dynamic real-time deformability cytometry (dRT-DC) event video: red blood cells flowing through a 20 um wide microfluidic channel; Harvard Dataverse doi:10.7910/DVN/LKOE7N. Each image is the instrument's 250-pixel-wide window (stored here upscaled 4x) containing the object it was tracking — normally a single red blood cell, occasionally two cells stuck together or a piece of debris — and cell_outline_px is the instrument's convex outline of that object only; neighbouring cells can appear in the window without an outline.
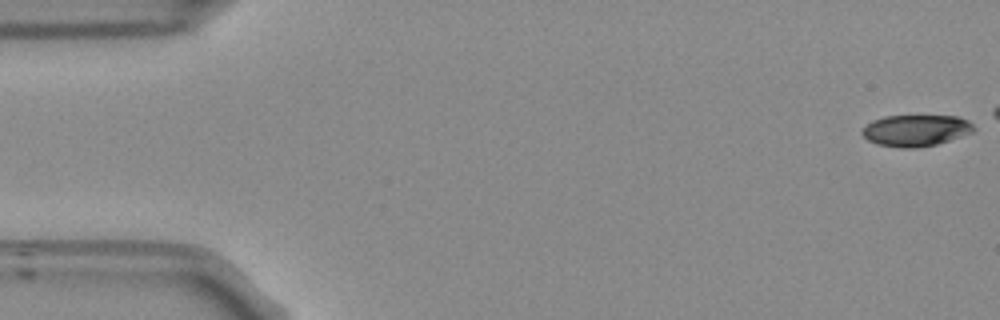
{"species": "Egyptian fruit bat (a non-hibernating species)", "species_latin": "Rousettus aegyptiacus", "temperature_condition": "room temperature", "stored_images_in_passage": 44, "camera_frame_rate_fps": 3000, "um_per_image_px": 0.085, "frame": {"image": 1, "passage_image": 1, "time_ms": 0.0, "image_size_px": [1000, 320], "cell_outline_px": [[976, 128], [972, 132], [936, 144], [916, 148], [900, 148], [876, 144], [868, 140], [860, 132], [872, 120], [884, 116], [960, 116], [968, 120]], "centroid_in_image_um": [77.83, 11.08], "position_along_channel_um": 7.2, "area_um2": 20.4}}
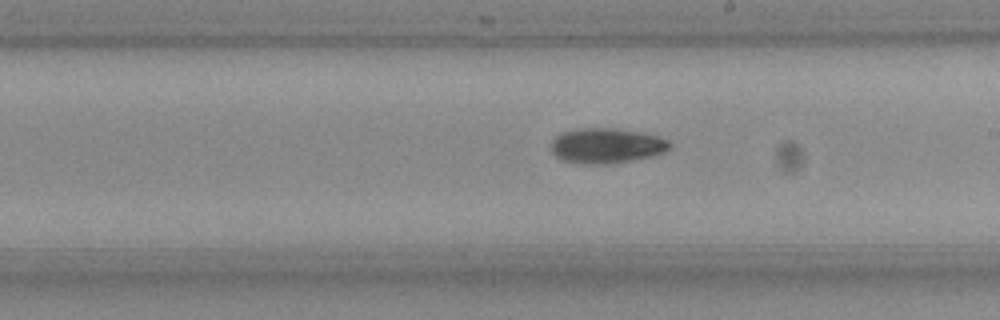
{"frame": {"image": 2, "passage_image": 30, "time_ms": 9.667, "image_size_px": [1000, 320], "cell_outline_px": [[672, 148], [664, 152], [652, 156], [632, 160], [604, 164], [580, 164], [560, 160], [552, 152], [552, 140], [560, 132], [576, 128], [616, 128], [656, 136], [668, 140], [672, 144]], "centroid_in_image_um": [51.52, 12.38], "position_along_channel_um": 237.5, "area_um2": 24.39}}
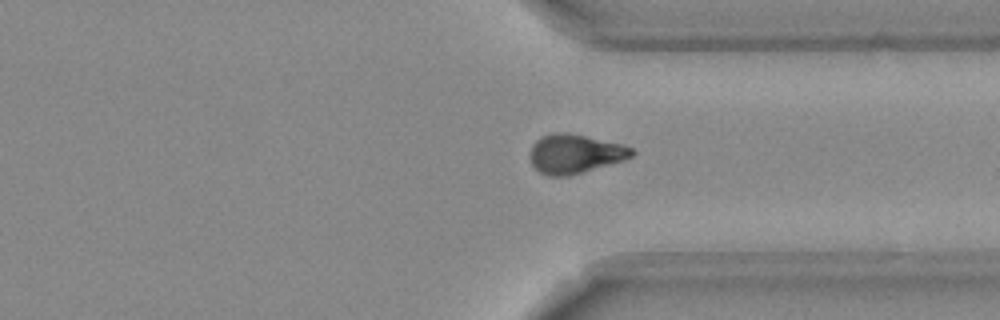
{"frame": {"image": 3, "passage_image": 40, "time_ms": 13.0, "image_size_px": [1000, 320], "cell_outline_px": [[636, 152], [632, 156], [624, 160], [568, 176], [548, 176], [540, 172], [532, 164], [528, 156], [532, 144], [540, 136], [552, 132], [568, 132], [620, 144], [632, 148]], "centroid_in_image_um": [48.82, 13.06], "position_along_channel_um": 362.6, "area_um2": 23.24}}